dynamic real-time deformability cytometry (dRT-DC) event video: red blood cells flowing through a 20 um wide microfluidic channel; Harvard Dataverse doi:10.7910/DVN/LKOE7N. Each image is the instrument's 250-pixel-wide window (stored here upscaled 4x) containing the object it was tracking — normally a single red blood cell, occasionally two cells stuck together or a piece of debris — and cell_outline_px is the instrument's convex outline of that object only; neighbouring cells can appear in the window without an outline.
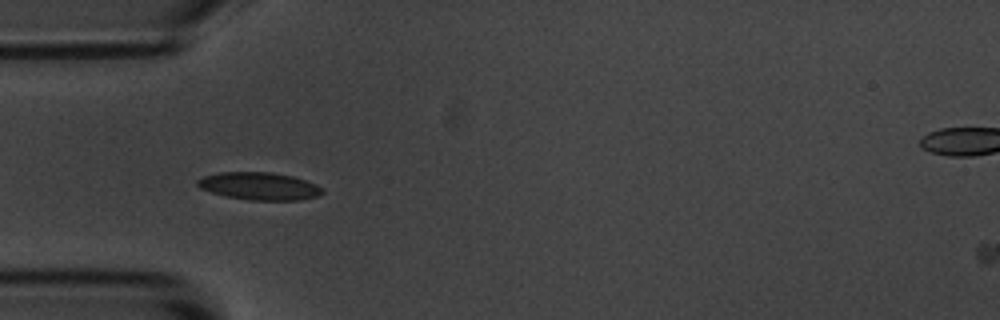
{"species": "common noctule bat (a hibernating species)", "species_latin": "Nyctalus noctula", "temperature_condition": "room temperature", "stored_images_in_passage": 6, "camera_frame_rate_fps": 3000, "um_per_image_px": 0.085, "animal": {"sex": "male", "body_mass_g": 20.1, "forearm_length_mm": 53.5}, "frame": {"image": 1, "passage_image": 5, "time_ms": 5.667, "image_size_px": [1000, 320], "cell_outline_px": [[324, 192], [320, 196], [300, 200], [248, 200], [224, 196], [200, 188], [196, 184], [196, 180], [204, 176], [220, 172], [272, 172], [292, 176], [316, 184]], "centroid_in_image_um": [22.03, 15.82], "position_along_channel_um": 63.0, "area_um2": 20.11}}